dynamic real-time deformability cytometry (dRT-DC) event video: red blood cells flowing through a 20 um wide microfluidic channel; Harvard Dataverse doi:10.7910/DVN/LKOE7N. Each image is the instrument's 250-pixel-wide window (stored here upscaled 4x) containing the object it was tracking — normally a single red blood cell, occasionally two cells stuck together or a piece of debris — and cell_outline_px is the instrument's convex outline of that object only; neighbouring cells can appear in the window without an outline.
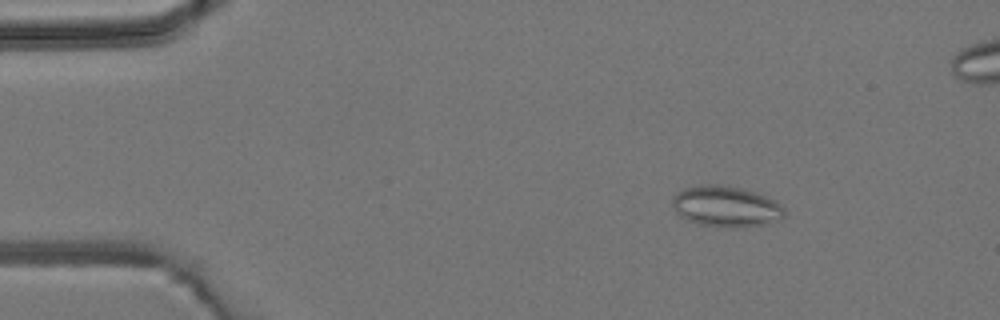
{"species": "common noctule bat (a hibernating species)", "species_latin": "Nyctalus noctula", "temperature_condition": "room temperature", "stored_images_in_passage": 5, "camera_frame_rate_fps": 3000, "um_per_image_px": 0.085, "animal": {"sex": "male", "body_mass_g": 19.2, "forearm_length_mm": 51.8}, "frame": {"image": 1, "passage_image": 2, "time_ms": 1.0, "image_size_px": [1000, 320], "cell_outline_px": [[784, 216], [780, 220], [764, 224], [736, 228], [732, 228], [700, 224], [688, 220], [680, 216], [676, 212], [672, 204], [672, 196], [676, 192], [684, 188], [704, 184], [720, 184], [740, 188], [776, 200], [784, 208]], "centroid_in_image_um": [61.69, 17.55], "position_along_channel_um": 23.3, "area_um2": 26.7}}